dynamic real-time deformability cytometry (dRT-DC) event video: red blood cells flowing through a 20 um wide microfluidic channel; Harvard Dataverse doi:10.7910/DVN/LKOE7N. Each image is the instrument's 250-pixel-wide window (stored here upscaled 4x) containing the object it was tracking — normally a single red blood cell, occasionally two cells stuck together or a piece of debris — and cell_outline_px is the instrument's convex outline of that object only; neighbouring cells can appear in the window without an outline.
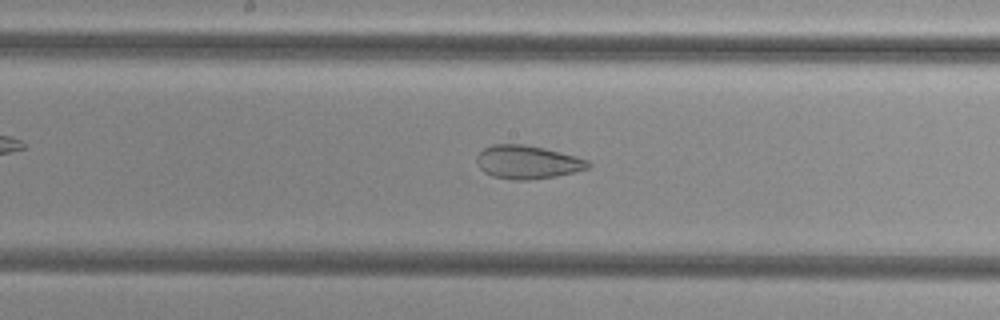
{"species": "common noctule bat (a hibernating species)", "species_latin": "Nyctalus noctula", "temperature_condition": "cold", "stored_images_in_passage": 48, "camera_frame_rate_fps": 3000, "um_per_image_px": 0.085, "animal": {"sex": "female", "body_mass_g": 29.2, "forearm_length_mm": 56.3}, "frame": {"image": 1, "passage_image": 28, "time_ms": 9.0, "image_size_px": [1000, 320], "cell_outline_px": [[592, 164], [588, 168], [556, 176], [528, 180], [512, 180], [492, 176], [484, 172], [480, 168], [476, 160], [476, 156], [484, 148], [492, 144], [524, 144], [544, 148], [576, 156], [588, 160]], "centroid_in_image_um": [44.81, 13.78], "position_along_channel_um": 203.4, "area_um2": 21.68}}
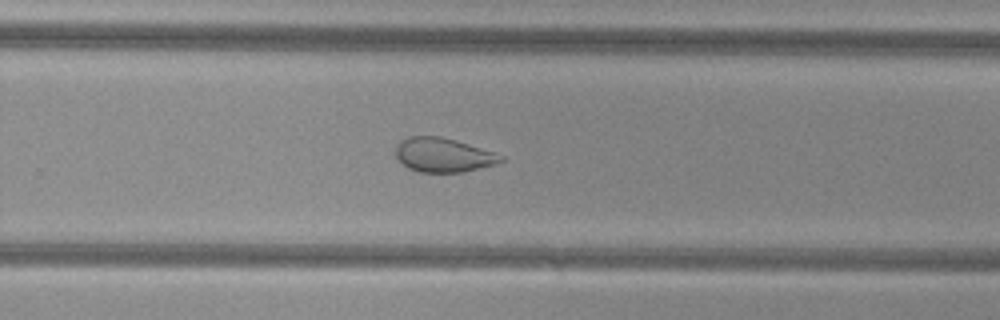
{"frame": {"image": 2, "passage_image": 35, "time_ms": 11.333, "image_size_px": [1000, 320], "cell_outline_px": [[504, 160], [496, 164], [464, 172], [420, 172], [408, 168], [400, 164], [396, 156], [396, 144], [400, 140], [408, 136], [440, 136], [456, 140], [496, 152], [504, 156]], "centroid_in_image_um": [37.67, 13.17], "position_along_channel_um": 292.1, "area_um2": 21.27}, "authors_computed_cell_mechanics": {"area_um2": 27.4839, "velocity_mm_per_s": 3.8123, "shape_relaxation_time_tau1_ms": null, "shape_relaxation_time_tau2_ms": 1.5933, "deformation_change_tau1": null, "deformation_change_tau2": 0.086}}